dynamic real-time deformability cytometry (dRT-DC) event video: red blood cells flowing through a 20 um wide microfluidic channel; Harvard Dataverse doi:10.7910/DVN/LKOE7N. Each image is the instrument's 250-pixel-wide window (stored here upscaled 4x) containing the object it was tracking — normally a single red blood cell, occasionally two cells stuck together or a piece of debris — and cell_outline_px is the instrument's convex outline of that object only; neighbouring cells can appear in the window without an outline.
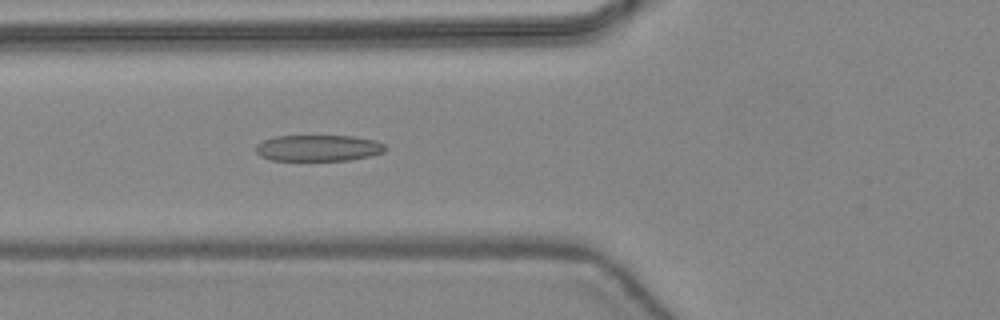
{"species": "common noctule bat (a hibernating species)", "species_latin": "Nyctalus noctula", "temperature_condition": "warm", "stored_images_in_passage": 31, "camera_frame_rate_fps": 3000, "um_per_image_px": 0.085, "animal": {"sex": "female", "body_mass_g": 24.6, "forearm_length_mm": 56.2}, "frame": {"image": 1, "passage_image": 3, "time_ms": 0.667, "image_size_px": [1000, 320], "cell_outline_px": [[384, 152], [368, 156], [348, 160], [272, 160], [260, 156], [256, 152], [256, 144], [264, 140], [276, 136], [352, 136], [376, 140], [384, 144]], "centroid_in_image_um": [27.03, 12.58], "position_along_channel_um": 98.8, "area_um2": 19.65}}
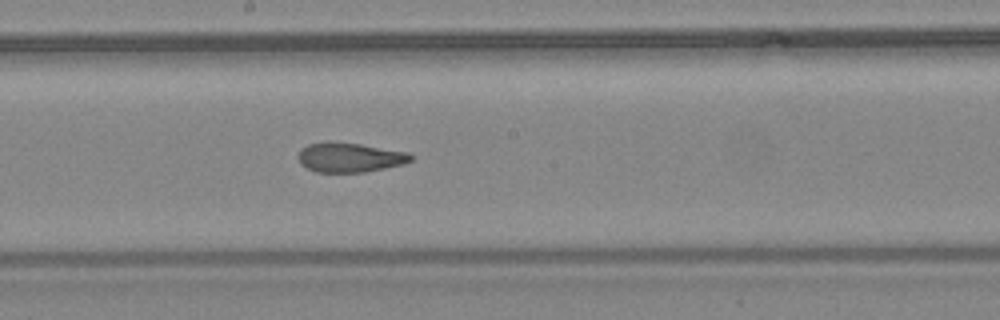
{"frame": {"image": 2, "passage_image": 11, "time_ms": 3.333, "image_size_px": [1000, 320], "cell_outline_px": [[412, 160], [404, 164], [364, 172], [316, 172], [300, 164], [300, 148], [308, 144], [328, 140], [360, 144], [408, 152], [412, 156]], "centroid_in_image_um": [29.72, 13.36], "position_along_channel_um": 218.5, "area_um2": 19.42}}
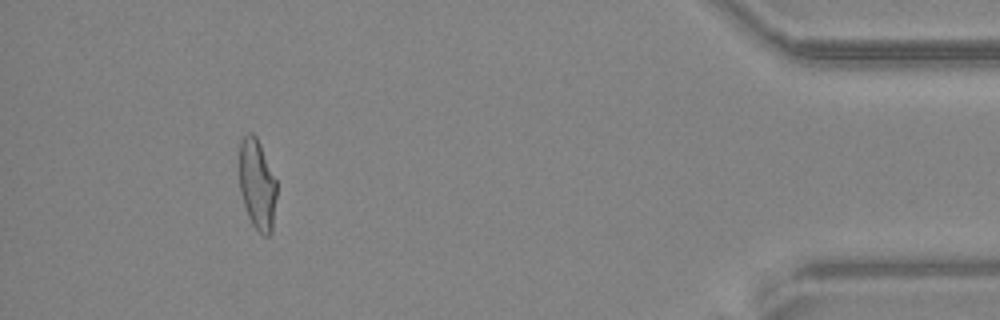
{"frame": {"image": 3, "passage_image": 28, "time_ms": 9.0, "image_size_px": [1000, 320], "cell_outline_px": [[276, 196], [272, 232], [268, 236], [264, 236], [252, 224], [248, 216], [240, 192], [240, 140], [248, 132], [252, 132], [256, 136], [260, 144], [276, 180]], "centroid_in_image_um": [21.86, 15.68], "position_along_channel_um": 413.3, "area_um2": 19.54}, "authors_computed_cell_mechanics": {"area_um2": 20.0566, "velocity_mm_per_s": 4.4702, "shape_relaxation_time_tau1_ms": 9.4262, "shape_relaxation_time_tau2_ms": 1.1252, "deformation_change_tau1": 0.2798, "deformation_change_tau2": 0.0924}}